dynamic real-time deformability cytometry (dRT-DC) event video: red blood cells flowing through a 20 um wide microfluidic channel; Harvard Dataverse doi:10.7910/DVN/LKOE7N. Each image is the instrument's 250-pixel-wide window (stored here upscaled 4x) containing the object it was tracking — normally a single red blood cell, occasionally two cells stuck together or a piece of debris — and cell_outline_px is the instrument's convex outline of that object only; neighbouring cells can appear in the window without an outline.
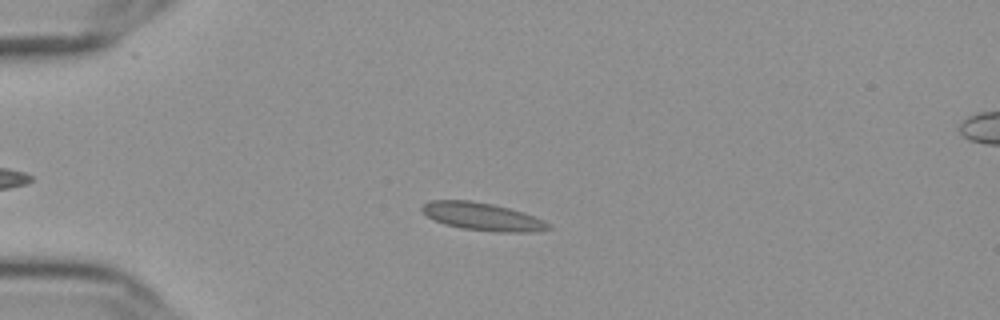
{"species": "Egyptian fruit bat (a non-hibernating species)", "species_latin": "Rousettus aegyptiacus", "temperature_condition": "cold", "stored_images_in_passage": 46, "camera_frame_rate_fps": 3000, "um_per_image_px": 0.085, "frame": {"image": 1, "passage_image": 16, "time_ms": 5.0, "image_size_px": [1000, 320], "cell_outline_px": [[552, 228], [540, 232], [496, 232], [464, 228], [444, 224], [428, 216], [420, 208], [424, 204], [432, 200], [468, 200], [492, 204], [508, 208], [532, 216], [548, 224]], "centroid_in_image_um": [41.0, 18.42], "position_along_channel_um": 44.0, "area_um2": 20.0}}
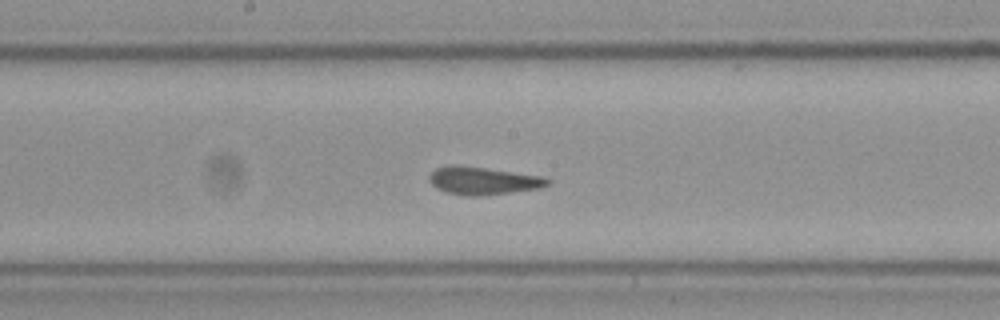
{"frame": {"image": 2, "passage_image": 32, "time_ms": 10.333, "image_size_px": [1000, 320], "cell_outline_px": [[552, 184], [540, 188], [484, 196], [468, 196], [448, 192], [436, 188], [428, 180], [428, 176], [436, 168], [448, 164], [452, 164], [484, 168], [540, 176], [552, 180]], "centroid_in_image_um": [41.05, 15.36], "position_along_channel_um": 207.1, "area_um2": 19.13}}
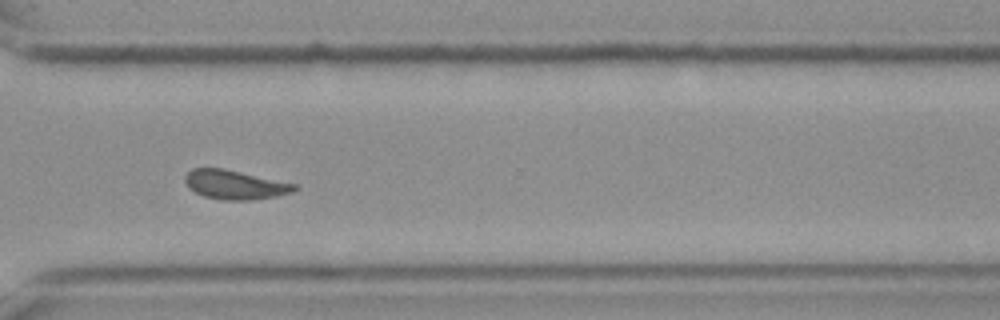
{"frame": {"image": 3, "passage_image": 44, "time_ms": 14.333, "image_size_px": [1000, 320], "cell_outline_px": [[296, 188], [292, 192], [276, 196], [252, 200], [224, 200], [204, 196], [188, 188], [184, 180], [184, 176], [192, 168], [224, 168], [296, 184]], "centroid_in_image_um": [19.93, 15.69], "position_along_channel_um": 350.7, "area_um2": 18.5}}